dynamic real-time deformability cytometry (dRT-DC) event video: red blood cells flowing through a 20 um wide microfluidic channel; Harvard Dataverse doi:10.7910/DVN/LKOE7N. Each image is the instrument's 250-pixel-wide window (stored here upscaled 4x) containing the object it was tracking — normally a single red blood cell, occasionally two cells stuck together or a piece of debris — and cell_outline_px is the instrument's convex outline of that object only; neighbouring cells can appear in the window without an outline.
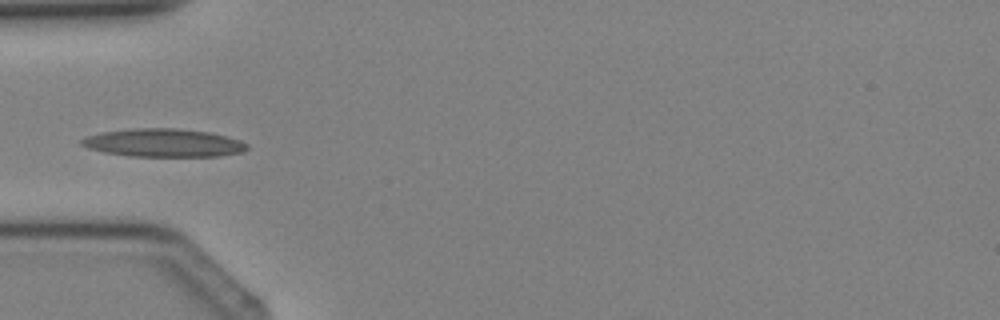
{"species": "Egyptian fruit bat (a non-hibernating species)", "species_latin": "Rousettus aegyptiacus", "temperature_condition": "cold", "stored_images_in_passage": 3, "camera_frame_rate_fps": 3000, "um_per_image_px": 0.085, "animal": {"sex": "female"}, "frame": {"image": 1, "passage_image": 3, "time_ms": 2.333, "image_size_px": [1000, 320], "cell_outline_px": [[248, 148], [244, 152], [220, 156], [128, 156], [104, 152], [88, 148], [80, 144], [80, 140], [88, 136], [100, 132], [132, 128], [180, 128], [212, 132], [228, 136], [240, 140], [248, 144]], "centroid_in_image_um": [13.93, 12.13], "position_along_channel_um": 71.1, "area_um2": 27.46}}